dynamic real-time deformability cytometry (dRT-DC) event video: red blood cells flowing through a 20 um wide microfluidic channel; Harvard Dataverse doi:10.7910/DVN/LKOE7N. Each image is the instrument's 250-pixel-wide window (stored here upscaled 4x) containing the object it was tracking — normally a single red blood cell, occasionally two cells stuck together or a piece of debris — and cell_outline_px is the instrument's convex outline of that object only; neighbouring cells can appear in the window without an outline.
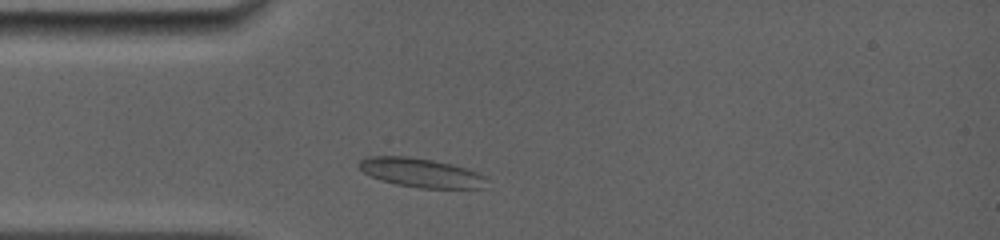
{"species": "common noctule bat (a hibernating species)", "species_latin": "Nyctalus noctula", "temperature_condition": "room temperature", "stored_images_in_passage": 29, "camera_frame_rate_fps": 5000, "um_per_image_px": 0.085, "animal": {"sex": "female", "body_mass_g": 19.0, "forearm_length_mm": 56.7}, "frame": {"image": 1, "passage_image": 2, "time_ms": 0.8, "image_size_px": [1000, 240], "cell_outline_px": [[488, 188], [420, 188], [396, 184], [380, 180], [364, 172], [360, 168], [360, 160], [364, 156], [408, 156], [432, 160], [452, 164], [476, 172], [484, 176]], "centroid_in_image_um": [35.78, 14.68], "position_along_channel_um": 49.2, "area_um2": 21.5}}
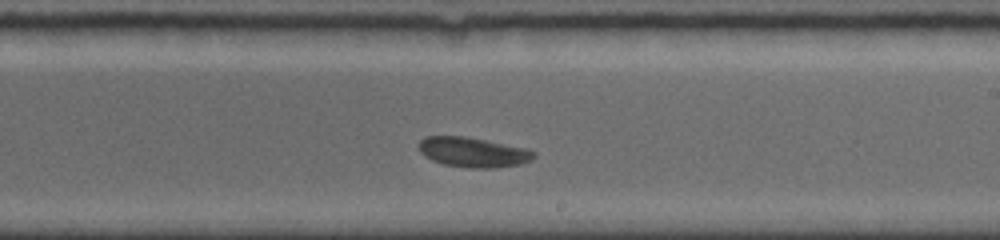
{"frame": {"image": 2, "passage_image": 14, "time_ms": 6.2, "image_size_px": [1000, 240], "cell_outline_px": [[536, 156], [532, 160], [520, 164], [492, 168], [472, 168], [444, 164], [432, 160], [424, 156], [420, 152], [420, 140], [424, 136], [464, 136], [528, 148], [536, 152]], "centroid_in_image_um": [40.24, 12.93], "position_along_channel_um": 248.8, "area_um2": 20.06}}
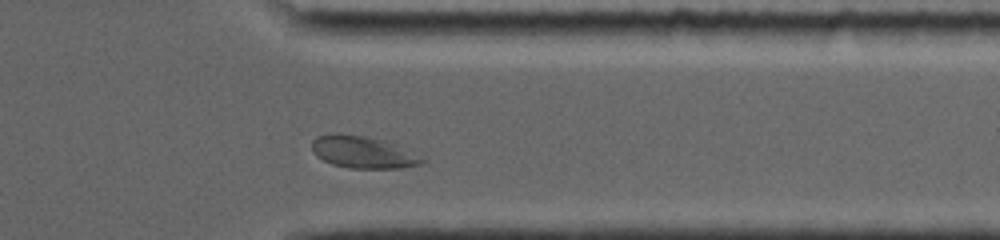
{"frame": {"image": 3, "passage_image": 25, "time_ms": 9.6, "image_size_px": [1000, 240], "cell_outline_px": [[424, 160], [420, 164], [400, 168], [348, 168], [332, 164], [316, 156], [312, 148], [312, 140], [316, 136], [336, 132], [340, 132], [368, 136], [384, 140], [424, 156]], "centroid_in_image_um": [30.83, 12.91], "position_along_channel_um": 380.6, "area_um2": 20.87}, "authors_computed_cell_mechanics": {"area_um2": 20.4034, "velocity_mm_per_s": 3.8384, "shape_relaxation_time_tau1_ms": 3.73, "shape_relaxation_time_tau2_ms": null, "deformation_change_tau1": 0.1118, "deformation_change_tau2": null}}